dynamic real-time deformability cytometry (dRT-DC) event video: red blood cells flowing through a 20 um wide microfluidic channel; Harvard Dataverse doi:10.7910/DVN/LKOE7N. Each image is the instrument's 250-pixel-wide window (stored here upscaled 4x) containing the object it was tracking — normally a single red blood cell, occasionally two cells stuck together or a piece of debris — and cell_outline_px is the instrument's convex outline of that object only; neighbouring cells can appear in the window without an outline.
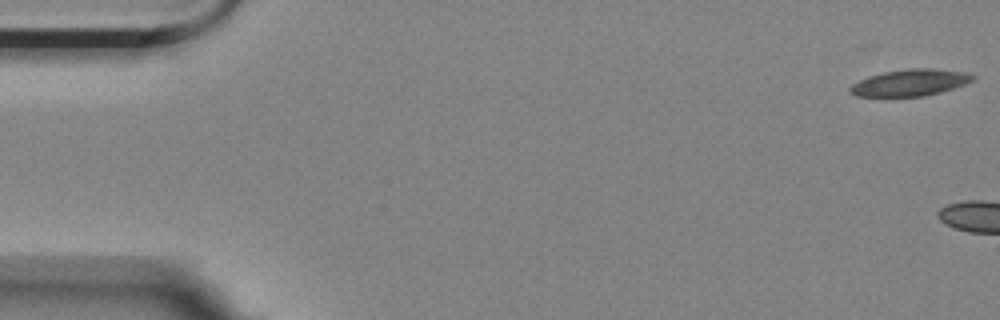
{"species": "Egyptian fruit bat (a non-hibernating species)", "species_latin": "Rousettus aegyptiacus", "temperature_condition": "room temperature", "stored_images_in_passage": 9, "camera_frame_rate_fps": 3000, "um_per_image_px": 0.085, "animal": {"sex": "female"}, "frame": {"image": 1, "passage_image": 1, "time_ms": 0.0, "image_size_px": [1000, 320], "cell_outline_px": [[976, 76], [972, 80], [964, 84], [940, 92], [924, 96], [856, 96], [848, 92], [848, 88], [852, 84], [868, 76], [884, 72], [908, 68], [936, 68], [968, 72]], "centroid_in_image_um": [77.35, 7.01], "position_along_channel_um": 7.6, "area_um2": 19.07}}